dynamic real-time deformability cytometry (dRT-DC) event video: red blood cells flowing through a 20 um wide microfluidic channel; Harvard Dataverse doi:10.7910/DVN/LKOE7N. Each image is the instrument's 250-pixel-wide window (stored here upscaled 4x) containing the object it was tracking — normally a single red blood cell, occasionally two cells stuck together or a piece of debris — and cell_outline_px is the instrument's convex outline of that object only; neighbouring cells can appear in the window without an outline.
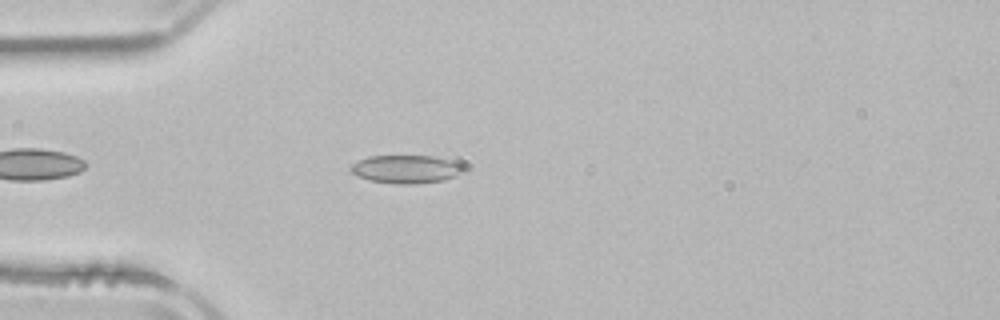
{"species": "common noctule bat (a hibernating species)", "species_latin": "Nyctalus noctula", "temperature_condition": "room temperature", "stored_images_in_passage": 44, "camera_frame_rate_fps": 3000, "um_per_image_px": 0.085, "animal": {"sex": "male", "body_mass_g": 21.5, "forearm_length_mm": 52.0}, "frame": {"image": 1, "passage_image": 6, "time_ms": 1.667, "image_size_px": [1000, 320], "cell_outline_px": [[464, 172], [456, 176], [444, 180], [416, 184], [392, 184], [372, 180], [356, 176], [348, 168], [352, 164], [368, 156], [432, 156], [452, 160], [460, 164], [464, 168]], "centroid_in_image_um": [34.52, 14.38], "position_along_channel_um": 50.5, "area_um2": 18.61}}
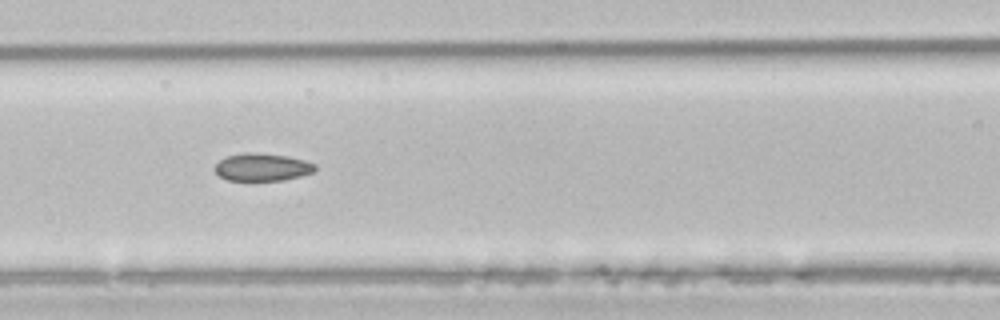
{"frame": {"image": 2, "passage_image": 14, "time_ms": 4.333, "image_size_px": [1000, 320], "cell_outline_px": [[316, 172], [284, 180], [228, 180], [220, 176], [216, 172], [216, 164], [220, 160], [228, 156], [244, 152], [256, 152], [288, 156], [304, 160], [316, 164]], "centroid_in_image_um": [22.34, 14.2], "position_along_channel_um": 144.3, "area_um2": 16.13}}
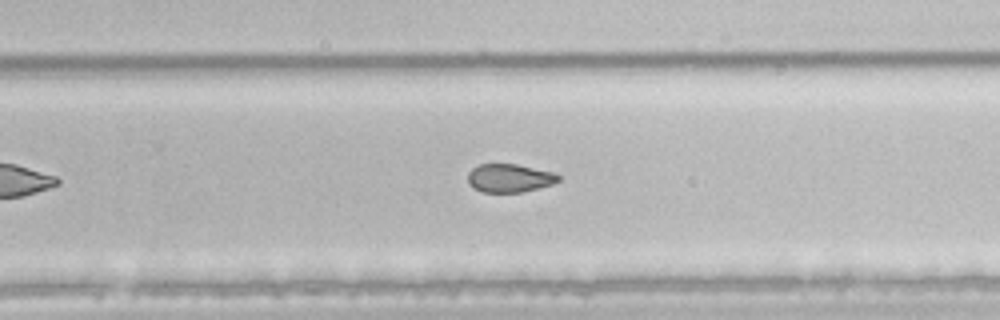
{"frame": {"image": 3, "passage_image": 25, "time_ms": 8.0, "image_size_px": [1000, 320], "cell_outline_px": [[560, 180], [552, 184], [520, 192], [484, 192], [468, 184], [468, 172], [472, 168], [480, 164], [516, 164], [556, 172], [560, 176]], "centroid_in_image_um": [43.32, 15.12], "position_along_channel_um": 286.5, "area_um2": 14.91}, "authors_computed_cell_mechanics": {"area_um2": 16.9932, "velocity_mm_per_s": 3.8872, "shape_relaxation_time_tau1_ms": 7.9503, "shape_relaxation_time_tau2_ms": 2.6644, "deformation_change_tau1": 0.1185, "deformation_change_tau2": 0.0642}}